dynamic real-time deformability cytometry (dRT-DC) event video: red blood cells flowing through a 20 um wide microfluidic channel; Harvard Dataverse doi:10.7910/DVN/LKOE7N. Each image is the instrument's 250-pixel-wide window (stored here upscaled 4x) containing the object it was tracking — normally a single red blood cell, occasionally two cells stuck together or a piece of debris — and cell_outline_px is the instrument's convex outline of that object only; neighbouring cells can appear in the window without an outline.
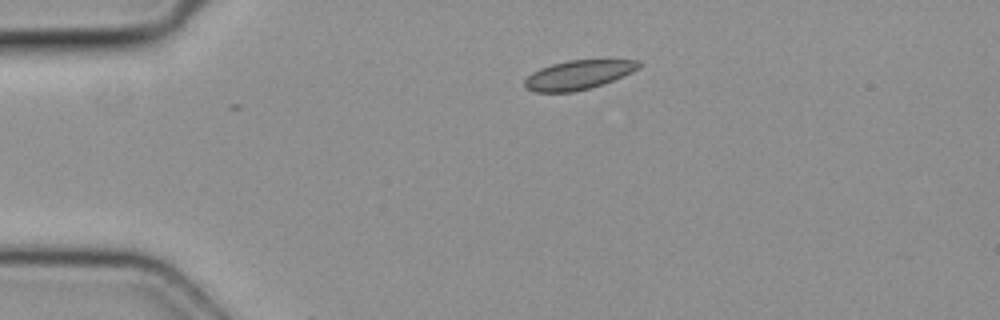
{"species": "common noctule bat (a hibernating species)", "species_latin": "Nyctalus noctula", "temperature_condition": "cold", "stored_images_in_passage": 4, "camera_frame_rate_fps": 3000, "um_per_image_px": 0.085, "animal": {"sex": "female", "body_mass_g": 19.3, "forearm_length_mm": 54.1}, "frame": {"image": 1, "passage_image": 1, "time_ms": 0.0, "image_size_px": [1000, 320], "cell_outline_px": [[640, 68], [632, 72], [612, 80], [576, 92], [532, 92], [524, 88], [524, 80], [532, 72], [540, 68], [552, 64], [568, 60], [608, 56], [640, 60]], "centroid_in_image_um": [49.22, 6.3], "position_along_channel_um": 35.8, "area_um2": 20.35}}